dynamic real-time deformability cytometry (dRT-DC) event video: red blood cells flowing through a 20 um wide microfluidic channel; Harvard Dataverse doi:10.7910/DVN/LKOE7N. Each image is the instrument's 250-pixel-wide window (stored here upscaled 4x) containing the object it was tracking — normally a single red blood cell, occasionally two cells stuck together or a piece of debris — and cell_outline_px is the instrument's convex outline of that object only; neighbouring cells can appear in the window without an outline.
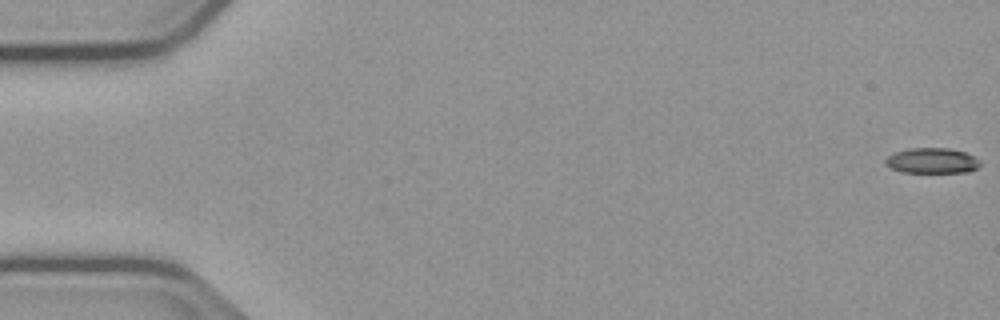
{"species": "common noctule bat (a hibernating species)", "species_latin": "Nyctalus noctula", "temperature_condition": "cold", "stored_images_in_passage": 54, "camera_frame_rate_fps": 3000, "um_per_image_px": 0.085, "animal": {"sex": "male", "body_mass_g": 23.1, "forearm_length_mm": 52.7}, "frame": {"image": 1, "passage_image": 1, "time_ms": 0.0, "image_size_px": [1000, 320], "cell_outline_px": [[980, 164], [976, 168], [968, 172], [904, 172], [892, 168], [884, 164], [884, 160], [892, 152], [908, 148], [948, 148], [964, 152], [976, 156], [980, 160]], "centroid_in_image_um": [79.21, 13.64], "position_along_channel_um": 5.8, "area_um2": 14.1}}
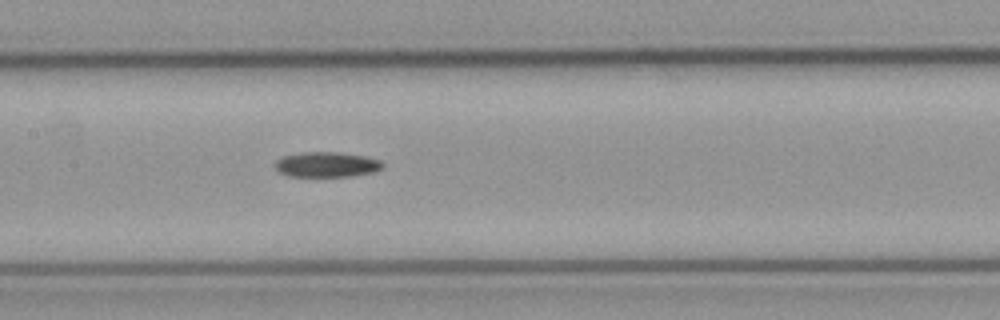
{"frame": {"image": 2, "passage_image": 27, "time_ms": 8.667, "image_size_px": [1000, 320], "cell_outline_px": [[384, 168], [372, 172], [352, 176], [288, 176], [280, 172], [276, 168], [276, 160], [284, 156], [304, 152], [336, 152], [364, 156], [380, 160], [384, 164]], "centroid_in_image_um": [27.79, 13.98], "position_along_channel_um": 179.6, "area_um2": 15.61}}
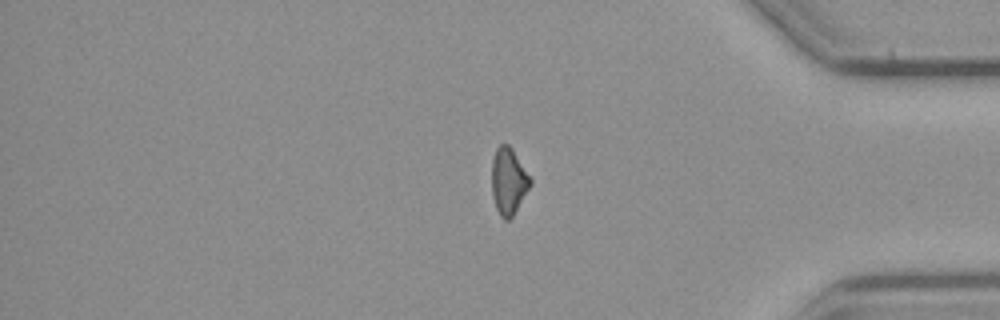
{"frame": {"image": 3, "passage_image": 46, "time_ms": 15.0, "image_size_px": [1000, 320], "cell_outline_px": [[532, 184], [512, 216], [508, 220], [504, 220], [500, 216], [496, 208], [492, 196], [492, 160], [496, 148], [500, 144], [508, 144], [512, 148], [532, 180]], "centroid_in_image_um": [43.22, 15.39], "position_along_channel_um": 392.0, "area_um2": 14.91}}